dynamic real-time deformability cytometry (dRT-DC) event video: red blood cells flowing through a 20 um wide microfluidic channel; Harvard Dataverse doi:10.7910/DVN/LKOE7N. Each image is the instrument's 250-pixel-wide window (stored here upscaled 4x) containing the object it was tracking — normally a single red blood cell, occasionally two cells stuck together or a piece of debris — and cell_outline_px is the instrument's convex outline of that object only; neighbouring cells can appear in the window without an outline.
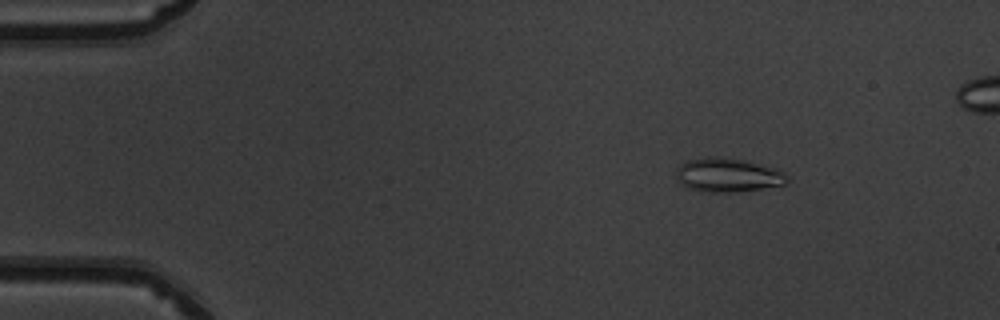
{"species": "common noctule bat (a hibernating species)", "species_latin": "Nyctalus noctula", "temperature_condition": "warm", "stored_images_in_passage": 50, "camera_frame_rate_fps": 3000, "um_per_image_px": 0.085, "animal": {"sex": "male", "body_mass_g": 19.5, "forearm_length_mm": 54.6}, "frame": {"image": 1, "passage_image": 8, "time_ms": 2.333, "image_size_px": [1000, 320], "cell_outline_px": [[788, 184], [740, 192], [708, 192], [688, 188], [680, 184], [676, 176], [676, 168], [680, 164], [688, 160], [712, 156], [716, 156], [744, 160], [772, 168], [784, 172], [788, 176]], "centroid_in_image_um": [61.85, 14.89], "position_along_channel_um": 23.1, "area_um2": 22.02}}
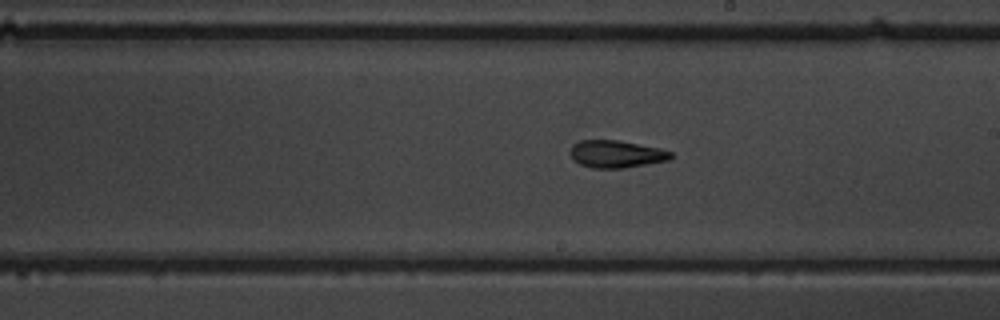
{"frame": {"image": 2, "passage_image": 30, "time_ms": 9.667, "image_size_px": [1000, 320], "cell_outline_px": [[672, 156], [668, 160], [624, 168], [592, 168], [580, 164], [572, 160], [568, 152], [572, 144], [580, 140], [616, 140], [660, 148], [672, 152]], "centroid_in_image_um": [52.31, 13.09], "position_along_channel_um": 236.7, "area_um2": 16.13}}
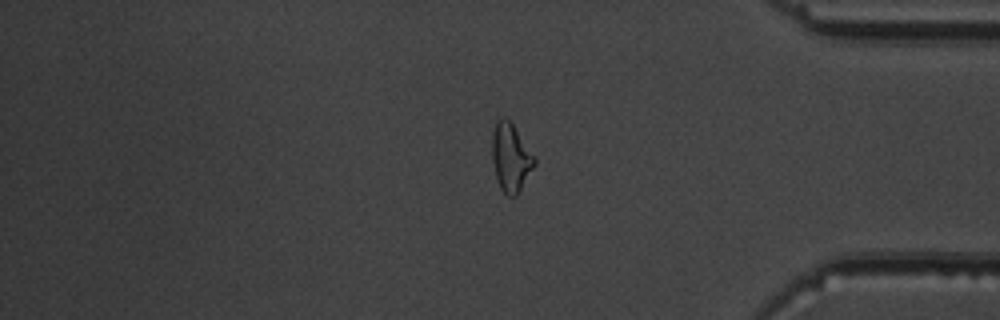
{"frame": {"image": 3, "passage_image": 43, "time_ms": 14.0, "image_size_px": [1000, 320], "cell_outline_px": [[536, 164], [516, 196], [508, 196], [500, 188], [496, 180], [492, 160], [492, 136], [496, 120], [500, 116], [504, 116], [512, 124], [536, 156]], "centroid_in_image_um": [43.41, 13.38], "position_along_channel_um": 391.8, "area_um2": 16.99}}